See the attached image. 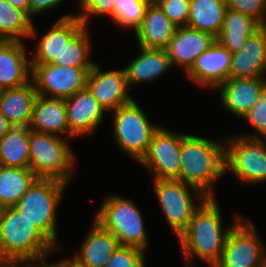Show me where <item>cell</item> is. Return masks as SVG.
<instances>
[{"label":"cell","mask_w":266,"mask_h":267,"mask_svg":"<svg viewBox=\"0 0 266 267\" xmlns=\"http://www.w3.org/2000/svg\"><path fill=\"white\" fill-rule=\"evenodd\" d=\"M215 197H207L195 210L187 229L179 236L178 241L186 267L193 265V257L214 267L221 259L228 234L243 218L234 214L228 228H223L220 206Z\"/></svg>","instance_id":"1"},{"label":"cell","mask_w":266,"mask_h":267,"mask_svg":"<svg viewBox=\"0 0 266 267\" xmlns=\"http://www.w3.org/2000/svg\"><path fill=\"white\" fill-rule=\"evenodd\" d=\"M57 249L15 206L0 211V267H18Z\"/></svg>","instance_id":"2"},{"label":"cell","mask_w":266,"mask_h":267,"mask_svg":"<svg viewBox=\"0 0 266 267\" xmlns=\"http://www.w3.org/2000/svg\"><path fill=\"white\" fill-rule=\"evenodd\" d=\"M225 175V141L190 133L182 136L179 180L215 197L213 186Z\"/></svg>","instance_id":"3"},{"label":"cell","mask_w":266,"mask_h":267,"mask_svg":"<svg viewBox=\"0 0 266 267\" xmlns=\"http://www.w3.org/2000/svg\"><path fill=\"white\" fill-rule=\"evenodd\" d=\"M68 184L53 178H37L14 205L57 249H61L57 208Z\"/></svg>","instance_id":"4"},{"label":"cell","mask_w":266,"mask_h":267,"mask_svg":"<svg viewBox=\"0 0 266 267\" xmlns=\"http://www.w3.org/2000/svg\"><path fill=\"white\" fill-rule=\"evenodd\" d=\"M144 219L137 204L131 199L112 194L103 200L94 221L102 229L111 232L120 246H131L145 251L149 239Z\"/></svg>","instance_id":"5"},{"label":"cell","mask_w":266,"mask_h":267,"mask_svg":"<svg viewBox=\"0 0 266 267\" xmlns=\"http://www.w3.org/2000/svg\"><path fill=\"white\" fill-rule=\"evenodd\" d=\"M68 139L29 129V168L38 178H53L70 183L75 173L76 157Z\"/></svg>","instance_id":"6"},{"label":"cell","mask_w":266,"mask_h":267,"mask_svg":"<svg viewBox=\"0 0 266 267\" xmlns=\"http://www.w3.org/2000/svg\"><path fill=\"white\" fill-rule=\"evenodd\" d=\"M111 114L113 137L117 146L140 162L148 151L153 134L160 126L150 121L135 99L111 111Z\"/></svg>","instance_id":"7"},{"label":"cell","mask_w":266,"mask_h":267,"mask_svg":"<svg viewBox=\"0 0 266 267\" xmlns=\"http://www.w3.org/2000/svg\"><path fill=\"white\" fill-rule=\"evenodd\" d=\"M153 183V192L157 196L165 220L178 239L187 229L195 210L207 196L178 179H158L153 180Z\"/></svg>","instance_id":"8"},{"label":"cell","mask_w":266,"mask_h":267,"mask_svg":"<svg viewBox=\"0 0 266 267\" xmlns=\"http://www.w3.org/2000/svg\"><path fill=\"white\" fill-rule=\"evenodd\" d=\"M224 140L226 173L249 185L266 182V138L235 135Z\"/></svg>","instance_id":"9"},{"label":"cell","mask_w":266,"mask_h":267,"mask_svg":"<svg viewBox=\"0 0 266 267\" xmlns=\"http://www.w3.org/2000/svg\"><path fill=\"white\" fill-rule=\"evenodd\" d=\"M266 246L250 219L243 217L230 231L220 261L214 267H262Z\"/></svg>","instance_id":"10"},{"label":"cell","mask_w":266,"mask_h":267,"mask_svg":"<svg viewBox=\"0 0 266 267\" xmlns=\"http://www.w3.org/2000/svg\"><path fill=\"white\" fill-rule=\"evenodd\" d=\"M31 79L38 95L67 99L86 88L92 67L58 66L52 63L31 64Z\"/></svg>","instance_id":"11"},{"label":"cell","mask_w":266,"mask_h":267,"mask_svg":"<svg viewBox=\"0 0 266 267\" xmlns=\"http://www.w3.org/2000/svg\"><path fill=\"white\" fill-rule=\"evenodd\" d=\"M184 133L160 127L153 134L145 156L139 162L153 175V180L178 179L180 171L181 139Z\"/></svg>","instance_id":"12"},{"label":"cell","mask_w":266,"mask_h":267,"mask_svg":"<svg viewBox=\"0 0 266 267\" xmlns=\"http://www.w3.org/2000/svg\"><path fill=\"white\" fill-rule=\"evenodd\" d=\"M102 67L94 64L89 72L86 88L96 98L106 112L134 100L129 93V85L124 68L102 71Z\"/></svg>","instance_id":"13"},{"label":"cell","mask_w":266,"mask_h":267,"mask_svg":"<svg viewBox=\"0 0 266 267\" xmlns=\"http://www.w3.org/2000/svg\"><path fill=\"white\" fill-rule=\"evenodd\" d=\"M231 60L232 52L215 40L196 58L185 76L195 85L216 90L229 79Z\"/></svg>","instance_id":"14"},{"label":"cell","mask_w":266,"mask_h":267,"mask_svg":"<svg viewBox=\"0 0 266 267\" xmlns=\"http://www.w3.org/2000/svg\"><path fill=\"white\" fill-rule=\"evenodd\" d=\"M84 26L77 14H65L39 35L35 50L30 51L31 64H48L59 58L63 46ZM33 53V54H32Z\"/></svg>","instance_id":"15"},{"label":"cell","mask_w":266,"mask_h":267,"mask_svg":"<svg viewBox=\"0 0 266 267\" xmlns=\"http://www.w3.org/2000/svg\"><path fill=\"white\" fill-rule=\"evenodd\" d=\"M64 102L68 126L76 137L96 132L107 113L87 88L78 91Z\"/></svg>","instance_id":"16"},{"label":"cell","mask_w":266,"mask_h":267,"mask_svg":"<svg viewBox=\"0 0 266 267\" xmlns=\"http://www.w3.org/2000/svg\"><path fill=\"white\" fill-rule=\"evenodd\" d=\"M266 78V29L261 26L244 46L232 53L229 79Z\"/></svg>","instance_id":"17"},{"label":"cell","mask_w":266,"mask_h":267,"mask_svg":"<svg viewBox=\"0 0 266 267\" xmlns=\"http://www.w3.org/2000/svg\"><path fill=\"white\" fill-rule=\"evenodd\" d=\"M216 40L212 34L192 29L187 26L177 27L175 33L165 48L172 67L183 68L186 73L194 64L196 58L208 49Z\"/></svg>","instance_id":"18"},{"label":"cell","mask_w":266,"mask_h":267,"mask_svg":"<svg viewBox=\"0 0 266 267\" xmlns=\"http://www.w3.org/2000/svg\"><path fill=\"white\" fill-rule=\"evenodd\" d=\"M31 58L23 41L0 40V90L31 80Z\"/></svg>","instance_id":"19"},{"label":"cell","mask_w":266,"mask_h":267,"mask_svg":"<svg viewBox=\"0 0 266 267\" xmlns=\"http://www.w3.org/2000/svg\"><path fill=\"white\" fill-rule=\"evenodd\" d=\"M265 89L266 78L253 77L228 79L216 91L225 110L242 119Z\"/></svg>","instance_id":"20"},{"label":"cell","mask_w":266,"mask_h":267,"mask_svg":"<svg viewBox=\"0 0 266 267\" xmlns=\"http://www.w3.org/2000/svg\"><path fill=\"white\" fill-rule=\"evenodd\" d=\"M29 129L55 134L63 138H77L68 126L64 99L38 95L34 104Z\"/></svg>","instance_id":"21"},{"label":"cell","mask_w":266,"mask_h":267,"mask_svg":"<svg viewBox=\"0 0 266 267\" xmlns=\"http://www.w3.org/2000/svg\"><path fill=\"white\" fill-rule=\"evenodd\" d=\"M72 259L84 267H105L120 246L117 238L95 221Z\"/></svg>","instance_id":"22"},{"label":"cell","mask_w":266,"mask_h":267,"mask_svg":"<svg viewBox=\"0 0 266 267\" xmlns=\"http://www.w3.org/2000/svg\"><path fill=\"white\" fill-rule=\"evenodd\" d=\"M37 96L32 79L21 86L0 90V112L13 126L29 127Z\"/></svg>","instance_id":"23"},{"label":"cell","mask_w":266,"mask_h":267,"mask_svg":"<svg viewBox=\"0 0 266 267\" xmlns=\"http://www.w3.org/2000/svg\"><path fill=\"white\" fill-rule=\"evenodd\" d=\"M177 26L164 14L160 7L151 2L147 7L141 26L135 31L137 45L145 48L165 49Z\"/></svg>","instance_id":"24"},{"label":"cell","mask_w":266,"mask_h":267,"mask_svg":"<svg viewBox=\"0 0 266 267\" xmlns=\"http://www.w3.org/2000/svg\"><path fill=\"white\" fill-rule=\"evenodd\" d=\"M140 55L124 68L129 87L153 81L172 69L165 49L139 46Z\"/></svg>","instance_id":"25"},{"label":"cell","mask_w":266,"mask_h":267,"mask_svg":"<svg viewBox=\"0 0 266 267\" xmlns=\"http://www.w3.org/2000/svg\"><path fill=\"white\" fill-rule=\"evenodd\" d=\"M226 10L225 0H190L186 26L210 33L217 38L222 29Z\"/></svg>","instance_id":"26"},{"label":"cell","mask_w":266,"mask_h":267,"mask_svg":"<svg viewBox=\"0 0 266 267\" xmlns=\"http://www.w3.org/2000/svg\"><path fill=\"white\" fill-rule=\"evenodd\" d=\"M260 27L253 18L227 8L222 29L216 40L233 53L239 51L248 37Z\"/></svg>","instance_id":"27"},{"label":"cell","mask_w":266,"mask_h":267,"mask_svg":"<svg viewBox=\"0 0 266 267\" xmlns=\"http://www.w3.org/2000/svg\"><path fill=\"white\" fill-rule=\"evenodd\" d=\"M38 32L33 20L6 0H0V40L23 41L36 39Z\"/></svg>","instance_id":"28"},{"label":"cell","mask_w":266,"mask_h":267,"mask_svg":"<svg viewBox=\"0 0 266 267\" xmlns=\"http://www.w3.org/2000/svg\"><path fill=\"white\" fill-rule=\"evenodd\" d=\"M29 127L13 126L0 139V165L29 168Z\"/></svg>","instance_id":"29"},{"label":"cell","mask_w":266,"mask_h":267,"mask_svg":"<svg viewBox=\"0 0 266 267\" xmlns=\"http://www.w3.org/2000/svg\"><path fill=\"white\" fill-rule=\"evenodd\" d=\"M37 178L30 168L0 165V207L14 206Z\"/></svg>","instance_id":"30"},{"label":"cell","mask_w":266,"mask_h":267,"mask_svg":"<svg viewBox=\"0 0 266 267\" xmlns=\"http://www.w3.org/2000/svg\"><path fill=\"white\" fill-rule=\"evenodd\" d=\"M87 26H83L71 40L62 48L59 58H56L52 64L58 66H74V67H93L96 63L89 57L92 52V42L89 38V30Z\"/></svg>","instance_id":"31"},{"label":"cell","mask_w":266,"mask_h":267,"mask_svg":"<svg viewBox=\"0 0 266 267\" xmlns=\"http://www.w3.org/2000/svg\"><path fill=\"white\" fill-rule=\"evenodd\" d=\"M149 0H117L115 4V15L110 18L120 28L135 31L141 26Z\"/></svg>","instance_id":"32"},{"label":"cell","mask_w":266,"mask_h":267,"mask_svg":"<svg viewBox=\"0 0 266 267\" xmlns=\"http://www.w3.org/2000/svg\"><path fill=\"white\" fill-rule=\"evenodd\" d=\"M242 120L250 123L256 133L250 132L239 135L248 138H266V89L252 105L251 109L242 117Z\"/></svg>","instance_id":"33"},{"label":"cell","mask_w":266,"mask_h":267,"mask_svg":"<svg viewBox=\"0 0 266 267\" xmlns=\"http://www.w3.org/2000/svg\"><path fill=\"white\" fill-rule=\"evenodd\" d=\"M117 0H78L77 16L83 22L84 26H89L91 17L104 16L113 17L115 15V4Z\"/></svg>","instance_id":"34"},{"label":"cell","mask_w":266,"mask_h":267,"mask_svg":"<svg viewBox=\"0 0 266 267\" xmlns=\"http://www.w3.org/2000/svg\"><path fill=\"white\" fill-rule=\"evenodd\" d=\"M145 252L131 246H119L105 267H146Z\"/></svg>","instance_id":"35"},{"label":"cell","mask_w":266,"mask_h":267,"mask_svg":"<svg viewBox=\"0 0 266 267\" xmlns=\"http://www.w3.org/2000/svg\"><path fill=\"white\" fill-rule=\"evenodd\" d=\"M155 3L174 25L177 27L187 25L190 0H156Z\"/></svg>","instance_id":"36"},{"label":"cell","mask_w":266,"mask_h":267,"mask_svg":"<svg viewBox=\"0 0 266 267\" xmlns=\"http://www.w3.org/2000/svg\"><path fill=\"white\" fill-rule=\"evenodd\" d=\"M228 9L241 12L261 26L266 23V0H225Z\"/></svg>","instance_id":"37"},{"label":"cell","mask_w":266,"mask_h":267,"mask_svg":"<svg viewBox=\"0 0 266 267\" xmlns=\"http://www.w3.org/2000/svg\"><path fill=\"white\" fill-rule=\"evenodd\" d=\"M64 0H30L31 19L60 6Z\"/></svg>","instance_id":"38"},{"label":"cell","mask_w":266,"mask_h":267,"mask_svg":"<svg viewBox=\"0 0 266 267\" xmlns=\"http://www.w3.org/2000/svg\"><path fill=\"white\" fill-rule=\"evenodd\" d=\"M15 8H18L25 12L31 18V6L30 0H6Z\"/></svg>","instance_id":"39"},{"label":"cell","mask_w":266,"mask_h":267,"mask_svg":"<svg viewBox=\"0 0 266 267\" xmlns=\"http://www.w3.org/2000/svg\"><path fill=\"white\" fill-rule=\"evenodd\" d=\"M47 258L39 261L22 264L25 267H64L59 261L47 262Z\"/></svg>","instance_id":"40"},{"label":"cell","mask_w":266,"mask_h":267,"mask_svg":"<svg viewBox=\"0 0 266 267\" xmlns=\"http://www.w3.org/2000/svg\"><path fill=\"white\" fill-rule=\"evenodd\" d=\"M13 127V125L0 112V139Z\"/></svg>","instance_id":"41"},{"label":"cell","mask_w":266,"mask_h":267,"mask_svg":"<svg viewBox=\"0 0 266 267\" xmlns=\"http://www.w3.org/2000/svg\"><path fill=\"white\" fill-rule=\"evenodd\" d=\"M59 262L64 266V267H84L79 265L77 262H75L72 258H62L59 260Z\"/></svg>","instance_id":"42"}]
</instances>
